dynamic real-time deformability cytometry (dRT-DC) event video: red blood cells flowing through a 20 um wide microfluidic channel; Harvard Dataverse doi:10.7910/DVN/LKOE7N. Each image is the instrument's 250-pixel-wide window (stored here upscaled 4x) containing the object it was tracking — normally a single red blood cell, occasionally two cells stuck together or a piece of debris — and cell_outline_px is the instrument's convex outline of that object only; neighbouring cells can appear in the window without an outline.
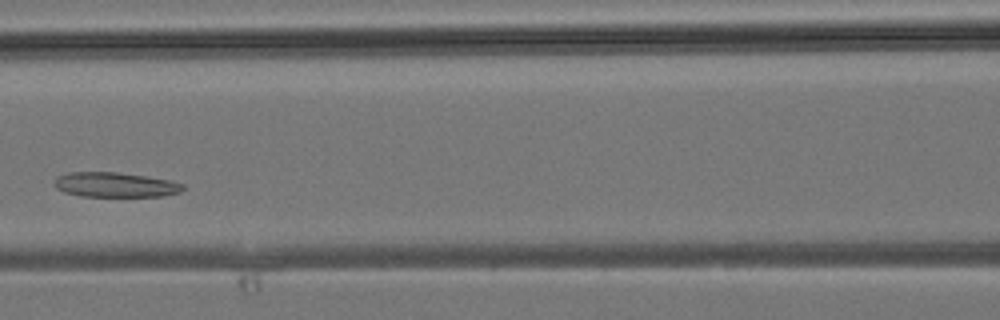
{"species": "common noctule bat (a hibernating species)", "species_latin": "Nyctalus noctula", "temperature_condition": "room temperature", "stored_images_in_passage": 29, "camera_frame_rate_fps": 3000, "um_per_image_px": 0.085, "animal": {"sex": "male", "body_mass_g": 19.2, "forearm_length_mm": 51.8}, "frame": {"image": 1, "passage_image": 13, "time_ms": 4.0, "image_size_px": [1000, 320], "cell_outline_px": [[184, 188], [180, 192], [160, 196], [80, 196], [64, 192], [56, 188], [56, 176], [68, 172], [116, 172], [144, 176], [168, 180], [184, 184]], "centroid_in_image_um": [9.77, 15.7], "position_along_channel_um": 156.8, "area_um2": 18.38}}
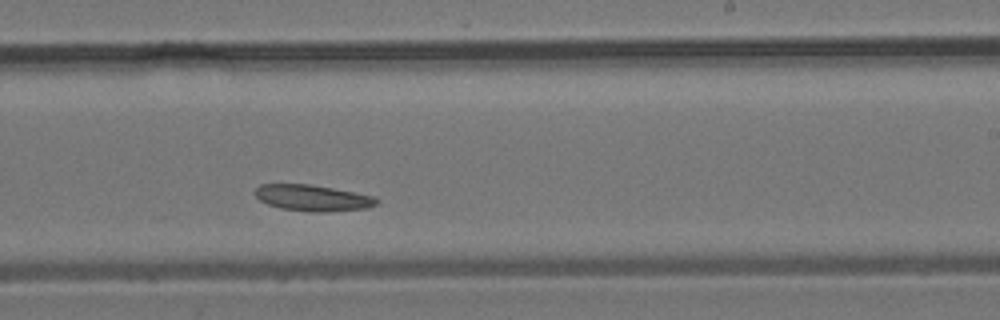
{"frame": {"image": 2, "passage_image": 19, "time_ms": 6.0, "image_size_px": [1000, 320], "cell_outline_px": [[380, 200], [376, 204], [368, 208], [328, 212], [312, 212], [280, 208], [268, 204], [260, 200], [256, 196], [256, 188], [260, 184], [312, 184], [376, 196]], "centroid_in_image_um": [26.63, 16.82], "position_along_channel_um": 262.4, "area_um2": 18.67}}
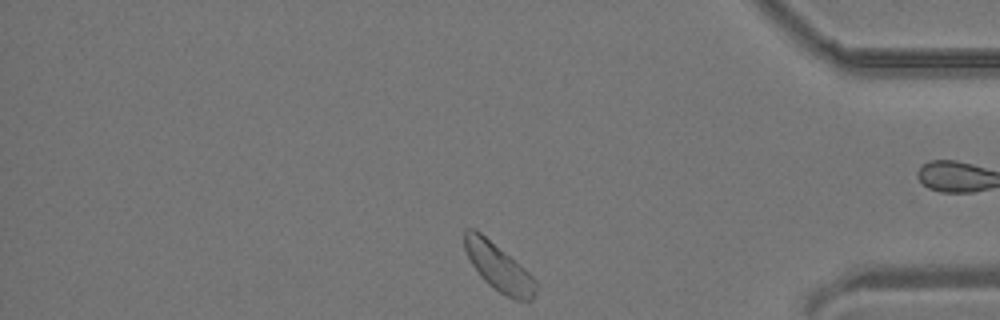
{"frame": {"image": 3, "passage_image": 28, "time_ms": 9.0, "image_size_px": [1000, 320], "cell_outline_px": [[536, 292], [532, 300], [512, 300], [488, 284], [480, 276], [472, 264], [464, 248], [464, 228], [472, 228], [480, 232], [520, 264], [536, 280]], "centroid_in_image_um": [42.38, 22.72], "position_along_channel_um": 392.8, "area_um2": 19.54}}